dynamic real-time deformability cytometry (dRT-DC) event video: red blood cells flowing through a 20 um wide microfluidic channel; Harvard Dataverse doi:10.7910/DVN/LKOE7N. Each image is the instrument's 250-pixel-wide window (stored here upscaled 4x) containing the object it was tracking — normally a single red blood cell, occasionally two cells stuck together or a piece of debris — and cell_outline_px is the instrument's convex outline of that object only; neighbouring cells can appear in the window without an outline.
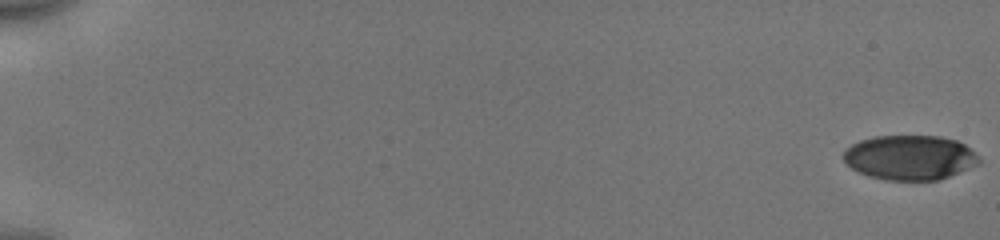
{"species": "human", "species_latin": "Homo sapiens", "temperature_condition": "cold", "stored_images_in_passage": 54, "camera_frame_rate_fps": 3000, "um_per_image_px": 0.085, "donor": {"sex": "male"}, "frame": {"image": 1, "passage_image": 1, "time_ms": 0.0, "image_size_px": [1000, 240], "cell_outline_px": [[980, 164], [948, 176], [936, 180], [884, 180], [868, 176], [852, 168], [844, 160], [844, 152], [852, 144], [860, 140], [876, 136], [940, 136], [956, 140], [964, 144], [980, 160]], "centroid_in_image_um": [77.33, 13.39], "position_along_channel_um": 7.7, "area_um2": 34.97}}
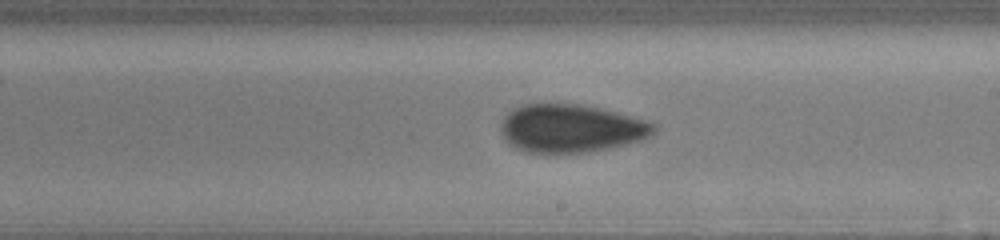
{"frame": {"image": 2, "passage_image": 34, "time_ms": 11.0, "image_size_px": [1000, 240], "cell_outline_px": [[656, 132], [652, 136], [640, 140], [608, 148], [588, 152], [528, 152], [516, 148], [508, 144], [504, 140], [500, 132], [500, 124], [504, 116], [512, 108], [520, 104], [580, 104], [600, 108], [652, 120], [656, 124]], "centroid_in_image_um": [48.54, 10.89], "position_along_channel_um": 240.5, "area_um2": 43.35}}
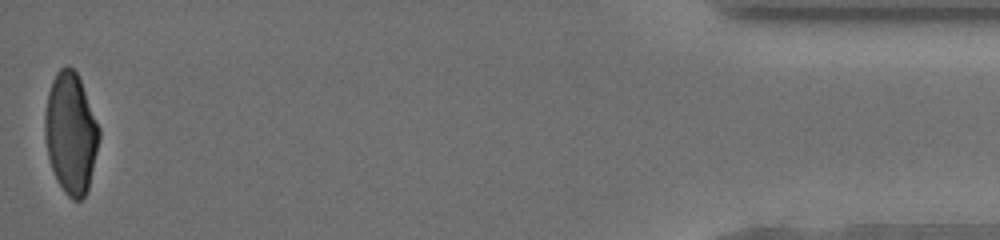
{"frame": {"image": 3, "passage_image": 54, "time_ms": 17.667, "image_size_px": [1000, 240], "cell_outline_px": [[100, 136], [88, 188], [84, 196], [80, 200], [72, 200], [64, 192], [52, 168], [48, 156], [44, 136], [44, 116], [48, 92], [52, 80], [56, 72], [60, 68], [68, 64], [76, 72], [80, 80], [100, 128]], "centroid_in_image_um": [6.0, 11.29], "position_along_channel_um": 429.2, "area_um2": 38.03}, "authors_computed_cell_mechanics": {"area_um2": 39.9398, "velocity_mm_per_s": 3.9818, "shape_relaxation_time_tau1_ms": 5.0342, "shape_relaxation_time_tau2_ms": 1.835, "deformation_change_tau1": 0.1512, "deformation_change_tau2": 0.0734}}